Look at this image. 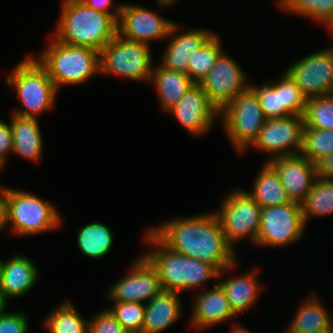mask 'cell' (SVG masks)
<instances>
[{"label":"cell","mask_w":333,"mask_h":333,"mask_svg":"<svg viewBox=\"0 0 333 333\" xmlns=\"http://www.w3.org/2000/svg\"><path fill=\"white\" fill-rule=\"evenodd\" d=\"M303 119L307 128L333 130V94L307 99Z\"/></svg>","instance_id":"836d02e7"},{"label":"cell","mask_w":333,"mask_h":333,"mask_svg":"<svg viewBox=\"0 0 333 333\" xmlns=\"http://www.w3.org/2000/svg\"><path fill=\"white\" fill-rule=\"evenodd\" d=\"M149 230L170 250L209 263L219 272L238 261L214 211L176 217Z\"/></svg>","instance_id":"6da1fadb"},{"label":"cell","mask_w":333,"mask_h":333,"mask_svg":"<svg viewBox=\"0 0 333 333\" xmlns=\"http://www.w3.org/2000/svg\"><path fill=\"white\" fill-rule=\"evenodd\" d=\"M11 72L5 77L6 85L16 90L22 105L20 109L14 108L13 114L38 118L42 113L52 110L59 91L36 57L26 56Z\"/></svg>","instance_id":"5b68a950"},{"label":"cell","mask_w":333,"mask_h":333,"mask_svg":"<svg viewBox=\"0 0 333 333\" xmlns=\"http://www.w3.org/2000/svg\"><path fill=\"white\" fill-rule=\"evenodd\" d=\"M8 302L0 295V317L7 310Z\"/></svg>","instance_id":"f6af8a7d"},{"label":"cell","mask_w":333,"mask_h":333,"mask_svg":"<svg viewBox=\"0 0 333 333\" xmlns=\"http://www.w3.org/2000/svg\"><path fill=\"white\" fill-rule=\"evenodd\" d=\"M2 264H3V261L0 259V277H1Z\"/></svg>","instance_id":"7dc6e473"},{"label":"cell","mask_w":333,"mask_h":333,"mask_svg":"<svg viewBox=\"0 0 333 333\" xmlns=\"http://www.w3.org/2000/svg\"><path fill=\"white\" fill-rule=\"evenodd\" d=\"M250 87L258 95L261 109L266 119L290 116L283 107L282 75L278 80L264 83L262 86L250 83Z\"/></svg>","instance_id":"1f68e13d"},{"label":"cell","mask_w":333,"mask_h":333,"mask_svg":"<svg viewBox=\"0 0 333 333\" xmlns=\"http://www.w3.org/2000/svg\"><path fill=\"white\" fill-rule=\"evenodd\" d=\"M305 227L298 203L262 208L256 246L287 247L303 235Z\"/></svg>","instance_id":"30bf717a"},{"label":"cell","mask_w":333,"mask_h":333,"mask_svg":"<svg viewBox=\"0 0 333 333\" xmlns=\"http://www.w3.org/2000/svg\"><path fill=\"white\" fill-rule=\"evenodd\" d=\"M180 27L178 23H173L168 35L170 40L163 50L159 63L164 68L188 75V64L193 52L204 46L215 33L206 28H191L179 32Z\"/></svg>","instance_id":"ac0fdd59"},{"label":"cell","mask_w":333,"mask_h":333,"mask_svg":"<svg viewBox=\"0 0 333 333\" xmlns=\"http://www.w3.org/2000/svg\"><path fill=\"white\" fill-rule=\"evenodd\" d=\"M276 171L291 202L302 204L316 180V166L301 153L266 160Z\"/></svg>","instance_id":"e0dca14e"},{"label":"cell","mask_w":333,"mask_h":333,"mask_svg":"<svg viewBox=\"0 0 333 333\" xmlns=\"http://www.w3.org/2000/svg\"><path fill=\"white\" fill-rule=\"evenodd\" d=\"M25 312H8L0 317V333H28L29 319Z\"/></svg>","instance_id":"74e56055"},{"label":"cell","mask_w":333,"mask_h":333,"mask_svg":"<svg viewBox=\"0 0 333 333\" xmlns=\"http://www.w3.org/2000/svg\"><path fill=\"white\" fill-rule=\"evenodd\" d=\"M220 37L214 34L204 46L193 52L188 64V76L198 84L213 68L217 57L223 51Z\"/></svg>","instance_id":"4dcf8cb0"},{"label":"cell","mask_w":333,"mask_h":333,"mask_svg":"<svg viewBox=\"0 0 333 333\" xmlns=\"http://www.w3.org/2000/svg\"><path fill=\"white\" fill-rule=\"evenodd\" d=\"M196 294L192 307L191 319L189 321L191 328L202 330L224 323L230 318L235 317L226 293L222 286L216 281L214 286Z\"/></svg>","instance_id":"d6986e66"},{"label":"cell","mask_w":333,"mask_h":333,"mask_svg":"<svg viewBox=\"0 0 333 333\" xmlns=\"http://www.w3.org/2000/svg\"><path fill=\"white\" fill-rule=\"evenodd\" d=\"M252 184V192H247L262 208L291 203L278 174L268 162L263 164Z\"/></svg>","instance_id":"484cf974"},{"label":"cell","mask_w":333,"mask_h":333,"mask_svg":"<svg viewBox=\"0 0 333 333\" xmlns=\"http://www.w3.org/2000/svg\"><path fill=\"white\" fill-rule=\"evenodd\" d=\"M83 1L88 7L101 11L103 13H107L111 15L116 21H118L120 15V8L122 4H113L114 0H81ZM112 6V11L110 8Z\"/></svg>","instance_id":"ab89813d"},{"label":"cell","mask_w":333,"mask_h":333,"mask_svg":"<svg viewBox=\"0 0 333 333\" xmlns=\"http://www.w3.org/2000/svg\"><path fill=\"white\" fill-rule=\"evenodd\" d=\"M262 207L246 191L235 189L221 202L216 213L227 243L234 245L249 238L256 246Z\"/></svg>","instance_id":"9c48e42d"},{"label":"cell","mask_w":333,"mask_h":333,"mask_svg":"<svg viewBox=\"0 0 333 333\" xmlns=\"http://www.w3.org/2000/svg\"><path fill=\"white\" fill-rule=\"evenodd\" d=\"M76 240L83 255L97 260L102 259L110 252L114 237L107 225L101 222H92L80 227Z\"/></svg>","instance_id":"4316f807"},{"label":"cell","mask_w":333,"mask_h":333,"mask_svg":"<svg viewBox=\"0 0 333 333\" xmlns=\"http://www.w3.org/2000/svg\"><path fill=\"white\" fill-rule=\"evenodd\" d=\"M10 125L13 138L11 154H16L33 162H39L42 159L44 145L39 120L12 113Z\"/></svg>","instance_id":"603a6c76"},{"label":"cell","mask_w":333,"mask_h":333,"mask_svg":"<svg viewBox=\"0 0 333 333\" xmlns=\"http://www.w3.org/2000/svg\"><path fill=\"white\" fill-rule=\"evenodd\" d=\"M89 321L83 319L75 306L70 302H62L44 320L49 333H88Z\"/></svg>","instance_id":"83f0119b"},{"label":"cell","mask_w":333,"mask_h":333,"mask_svg":"<svg viewBox=\"0 0 333 333\" xmlns=\"http://www.w3.org/2000/svg\"><path fill=\"white\" fill-rule=\"evenodd\" d=\"M219 117L224 133L241 154L254 142L266 121L259 97L250 86L232 99Z\"/></svg>","instance_id":"ba28073f"},{"label":"cell","mask_w":333,"mask_h":333,"mask_svg":"<svg viewBox=\"0 0 333 333\" xmlns=\"http://www.w3.org/2000/svg\"><path fill=\"white\" fill-rule=\"evenodd\" d=\"M173 23L146 7L124 3L117 21V34L127 40L150 44L153 40L169 38Z\"/></svg>","instance_id":"9a60e30c"},{"label":"cell","mask_w":333,"mask_h":333,"mask_svg":"<svg viewBox=\"0 0 333 333\" xmlns=\"http://www.w3.org/2000/svg\"><path fill=\"white\" fill-rule=\"evenodd\" d=\"M247 78L240 65L223 50L211 71L198 84L220 112L250 86Z\"/></svg>","instance_id":"5bb4252c"},{"label":"cell","mask_w":333,"mask_h":333,"mask_svg":"<svg viewBox=\"0 0 333 333\" xmlns=\"http://www.w3.org/2000/svg\"><path fill=\"white\" fill-rule=\"evenodd\" d=\"M236 265L237 261L219 272L217 280L226 293L233 313L238 316L239 313H245V311L250 310L251 307L256 305L255 303L261 294L262 285L258 278L259 269L255 267L253 271L246 272L244 275H235L233 278L227 277L222 281L220 277L224 276L228 271L233 270Z\"/></svg>","instance_id":"44dd1931"},{"label":"cell","mask_w":333,"mask_h":333,"mask_svg":"<svg viewBox=\"0 0 333 333\" xmlns=\"http://www.w3.org/2000/svg\"><path fill=\"white\" fill-rule=\"evenodd\" d=\"M114 318L129 332L141 333L145 320V304L114 302L108 308Z\"/></svg>","instance_id":"e575fe53"},{"label":"cell","mask_w":333,"mask_h":333,"mask_svg":"<svg viewBox=\"0 0 333 333\" xmlns=\"http://www.w3.org/2000/svg\"><path fill=\"white\" fill-rule=\"evenodd\" d=\"M6 199L7 223L15 235H40L62 226L55 205L35 194L6 186Z\"/></svg>","instance_id":"8992f818"},{"label":"cell","mask_w":333,"mask_h":333,"mask_svg":"<svg viewBox=\"0 0 333 333\" xmlns=\"http://www.w3.org/2000/svg\"><path fill=\"white\" fill-rule=\"evenodd\" d=\"M52 33L61 43L99 51L117 34V21L109 14L88 7L81 0H63Z\"/></svg>","instance_id":"7a4b0ae2"},{"label":"cell","mask_w":333,"mask_h":333,"mask_svg":"<svg viewBox=\"0 0 333 333\" xmlns=\"http://www.w3.org/2000/svg\"><path fill=\"white\" fill-rule=\"evenodd\" d=\"M285 71L307 99L333 94V45L300 58Z\"/></svg>","instance_id":"8fae6325"},{"label":"cell","mask_w":333,"mask_h":333,"mask_svg":"<svg viewBox=\"0 0 333 333\" xmlns=\"http://www.w3.org/2000/svg\"><path fill=\"white\" fill-rule=\"evenodd\" d=\"M317 296L310 293L302 301L286 333H333V318Z\"/></svg>","instance_id":"cb8c5ba5"},{"label":"cell","mask_w":333,"mask_h":333,"mask_svg":"<svg viewBox=\"0 0 333 333\" xmlns=\"http://www.w3.org/2000/svg\"><path fill=\"white\" fill-rule=\"evenodd\" d=\"M150 44L116 34L99 52L100 74L149 83L153 68Z\"/></svg>","instance_id":"52a82bcc"},{"label":"cell","mask_w":333,"mask_h":333,"mask_svg":"<svg viewBox=\"0 0 333 333\" xmlns=\"http://www.w3.org/2000/svg\"><path fill=\"white\" fill-rule=\"evenodd\" d=\"M144 236L151 247L143 255L156 268L163 291L203 290L207 281L218 279L219 271L213 265L170 250L149 229Z\"/></svg>","instance_id":"3957f363"},{"label":"cell","mask_w":333,"mask_h":333,"mask_svg":"<svg viewBox=\"0 0 333 333\" xmlns=\"http://www.w3.org/2000/svg\"><path fill=\"white\" fill-rule=\"evenodd\" d=\"M149 83L155 85L164 112L178 103L195 84L186 73L164 68L160 63L153 66Z\"/></svg>","instance_id":"d4e9b609"},{"label":"cell","mask_w":333,"mask_h":333,"mask_svg":"<svg viewBox=\"0 0 333 333\" xmlns=\"http://www.w3.org/2000/svg\"><path fill=\"white\" fill-rule=\"evenodd\" d=\"M51 39L36 59L58 91L64 85L82 84L100 74L99 51L61 43L52 34Z\"/></svg>","instance_id":"277c9868"},{"label":"cell","mask_w":333,"mask_h":333,"mask_svg":"<svg viewBox=\"0 0 333 333\" xmlns=\"http://www.w3.org/2000/svg\"><path fill=\"white\" fill-rule=\"evenodd\" d=\"M282 98L283 107L290 115L303 116L307 98L286 71L282 73Z\"/></svg>","instance_id":"d590c367"},{"label":"cell","mask_w":333,"mask_h":333,"mask_svg":"<svg viewBox=\"0 0 333 333\" xmlns=\"http://www.w3.org/2000/svg\"><path fill=\"white\" fill-rule=\"evenodd\" d=\"M132 263L129 272L106 291L105 296L112 303L145 304L163 291L156 268L143 254Z\"/></svg>","instance_id":"7c38bea8"},{"label":"cell","mask_w":333,"mask_h":333,"mask_svg":"<svg viewBox=\"0 0 333 333\" xmlns=\"http://www.w3.org/2000/svg\"><path fill=\"white\" fill-rule=\"evenodd\" d=\"M156 1L158 7L160 6L161 8H167L175 4V2H177L178 0H156Z\"/></svg>","instance_id":"ee69618b"},{"label":"cell","mask_w":333,"mask_h":333,"mask_svg":"<svg viewBox=\"0 0 333 333\" xmlns=\"http://www.w3.org/2000/svg\"><path fill=\"white\" fill-rule=\"evenodd\" d=\"M231 325H233L230 330L231 333H253V332L249 331V329L245 328L244 326L242 327L241 324L240 325L231 324Z\"/></svg>","instance_id":"7bdbcfd3"},{"label":"cell","mask_w":333,"mask_h":333,"mask_svg":"<svg viewBox=\"0 0 333 333\" xmlns=\"http://www.w3.org/2000/svg\"><path fill=\"white\" fill-rule=\"evenodd\" d=\"M316 176L319 179H333V154L319 159L316 163Z\"/></svg>","instance_id":"60d3db41"},{"label":"cell","mask_w":333,"mask_h":333,"mask_svg":"<svg viewBox=\"0 0 333 333\" xmlns=\"http://www.w3.org/2000/svg\"><path fill=\"white\" fill-rule=\"evenodd\" d=\"M180 295L162 291L145 304V320L141 333H161L173 325L182 314Z\"/></svg>","instance_id":"7402d4cb"},{"label":"cell","mask_w":333,"mask_h":333,"mask_svg":"<svg viewBox=\"0 0 333 333\" xmlns=\"http://www.w3.org/2000/svg\"><path fill=\"white\" fill-rule=\"evenodd\" d=\"M281 11L314 19L324 26L333 17V0H277Z\"/></svg>","instance_id":"f546056e"},{"label":"cell","mask_w":333,"mask_h":333,"mask_svg":"<svg viewBox=\"0 0 333 333\" xmlns=\"http://www.w3.org/2000/svg\"><path fill=\"white\" fill-rule=\"evenodd\" d=\"M12 128L10 123L7 124L0 119V166L4 168L7 156L13 150Z\"/></svg>","instance_id":"f35d334b"},{"label":"cell","mask_w":333,"mask_h":333,"mask_svg":"<svg viewBox=\"0 0 333 333\" xmlns=\"http://www.w3.org/2000/svg\"><path fill=\"white\" fill-rule=\"evenodd\" d=\"M8 227L6 187L0 185V234Z\"/></svg>","instance_id":"b9f144b4"},{"label":"cell","mask_w":333,"mask_h":333,"mask_svg":"<svg viewBox=\"0 0 333 333\" xmlns=\"http://www.w3.org/2000/svg\"><path fill=\"white\" fill-rule=\"evenodd\" d=\"M88 321V333H129L108 309H102Z\"/></svg>","instance_id":"8d00e7d4"},{"label":"cell","mask_w":333,"mask_h":333,"mask_svg":"<svg viewBox=\"0 0 333 333\" xmlns=\"http://www.w3.org/2000/svg\"><path fill=\"white\" fill-rule=\"evenodd\" d=\"M39 269L24 254H14L3 261L0 277V295L7 301L28 294L35 287Z\"/></svg>","instance_id":"ffe728a7"},{"label":"cell","mask_w":333,"mask_h":333,"mask_svg":"<svg viewBox=\"0 0 333 333\" xmlns=\"http://www.w3.org/2000/svg\"><path fill=\"white\" fill-rule=\"evenodd\" d=\"M324 27H326L329 31H332L333 33V17Z\"/></svg>","instance_id":"bcb514c9"},{"label":"cell","mask_w":333,"mask_h":333,"mask_svg":"<svg viewBox=\"0 0 333 333\" xmlns=\"http://www.w3.org/2000/svg\"><path fill=\"white\" fill-rule=\"evenodd\" d=\"M305 225L309 218L333 214V179H319L313 183L306 200L301 204Z\"/></svg>","instance_id":"f1b7e54d"},{"label":"cell","mask_w":333,"mask_h":333,"mask_svg":"<svg viewBox=\"0 0 333 333\" xmlns=\"http://www.w3.org/2000/svg\"><path fill=\"white\" fill-rule=\"evenodd\" d=\"M166 113L175 116L181 126L196 137H201L212 129L220 114L201 86L196 83Z\"/></svg>","instance_id":"2e32d148"},{"label":"cell","mask_w":333,"mask_h":333,"mask_svg":"<svg viewBox=\"0 0 333 333\" xmlns=\"http://www.w3.org/2000/svg\"><path fill=\"white\" fill-rule=\"evenodd\" d=\"M301 154L314 164L333 154V130L304 127Z\"/></svg>","instance_id":"d6a6232c"},{"label":"cell","mask_w":333,"mask_h":333,"mask_svg":"<svg viewBox=\"0 0 333 333\" xmlns=\"http://www.w3.org/2000/svg\"><path fill=\"white\" fill-rule=\"evenodd\" d=\"M304 127L303 116L266 119L251 147L270 154L272 157L269 155L268 160L299 154L303 145Z\"/></svg>","instance_id":"4fadbf2b"}]
</instances>
